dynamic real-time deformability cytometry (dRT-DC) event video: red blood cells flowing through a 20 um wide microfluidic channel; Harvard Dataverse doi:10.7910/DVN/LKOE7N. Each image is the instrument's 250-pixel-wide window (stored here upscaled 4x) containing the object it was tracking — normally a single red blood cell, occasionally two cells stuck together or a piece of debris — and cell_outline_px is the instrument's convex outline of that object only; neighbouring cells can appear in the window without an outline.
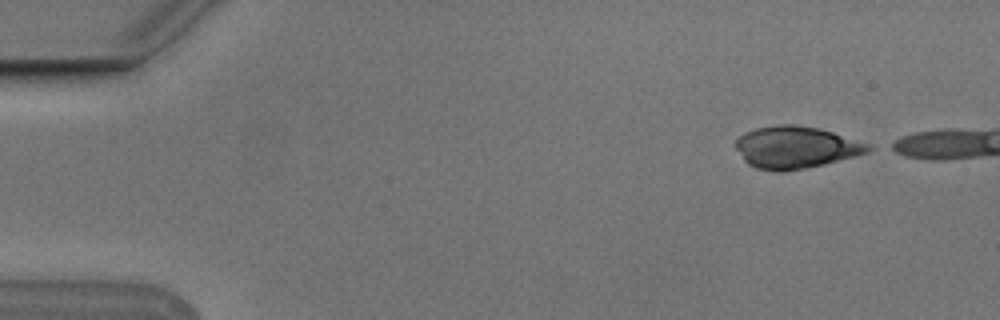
{"species": "Egyptian fruit bat (a non-hibernating species)", "species_latin": "Rousettus aegyptiacus", "temperature_condition": "cold", "stored_images_in_passage": 5, "camera_frame_rate_fps": 3000, "um_per_image_px": 0.085, "animal": {"sex": "male"}, "frame": {"image": 1, "passage_image": 1, "time_ms": 0.0, "image_size_px": [1000, 320], "cell_outline_px": [[876, 148], [868, 152], [824, 164], [784, 172], [780, 172], [756, 168], [748, 164], [744, 160], [736, 148], [736, 140], [744, 132], [756, 128], [776, 124], [796, 124], [820, 128], [868, 144]], "centroid_in_image_um": [67.62, 12.51], "position_along_channel_um": 17.4, "area_um2": 32.37}}